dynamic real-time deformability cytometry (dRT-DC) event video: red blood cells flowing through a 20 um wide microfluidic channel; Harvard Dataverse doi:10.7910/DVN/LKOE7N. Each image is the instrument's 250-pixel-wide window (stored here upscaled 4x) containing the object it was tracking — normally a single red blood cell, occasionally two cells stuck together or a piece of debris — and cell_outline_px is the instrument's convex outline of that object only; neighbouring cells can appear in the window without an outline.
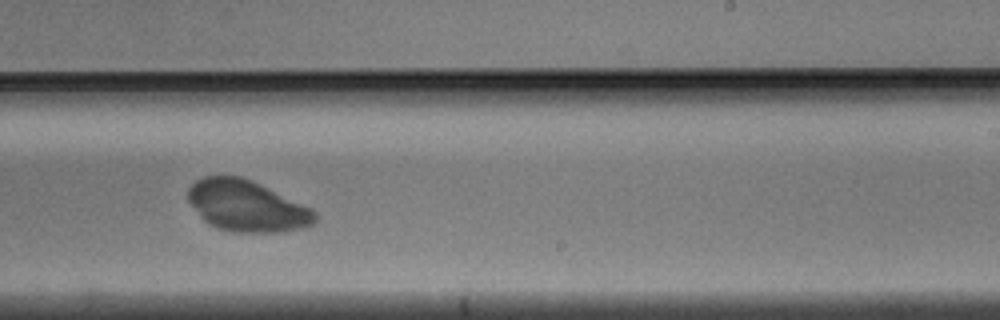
{"species": "Egyptian fruit bat (a non-hibernating species)", "species_latin": "Rousettus aegyptiacus", "temperature_condition": "warm", "stored_images_in_passage": 33, "camera_frame_rate_fps": 3000, "um_per_image_px": 0.085, "animal": {"sex": "male"}, "frame": {"image": 1, "passage_image": 21, "time_ms": 6.667, "image_size_px": [1000, 320], "cell_outline_px": [[316, 220], [312, 224], [300, 228], [280, 232], [232, 232], [216, 228], [208, 224], [200, 216], [188, 200], [188, 188], [196, 180], [204, 176], [240, 176], [252, 180], [312, 208], [316, 212]], "centroid_in_image_um": [20.96, 17.51], "position_along_channel_um": 268.0, "area_um2": 37.8}}
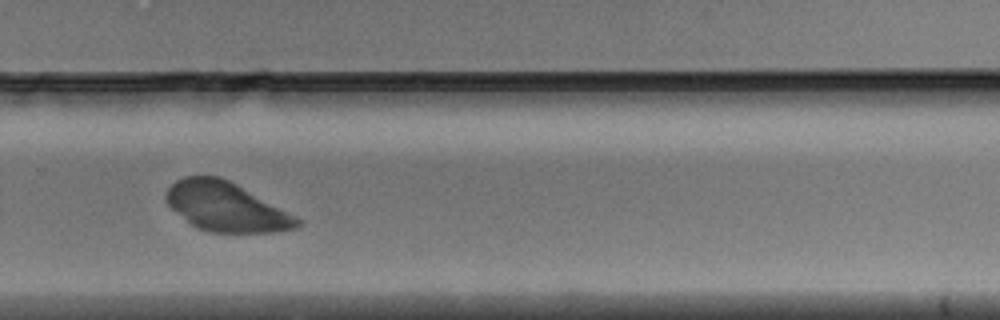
{"frame": {"image": 2, "passage_image": 24, "time_ms": 7.667, "image_size_px": [1000, 320], "cell_outline_px": [[304, 224], [296, 228], [280, 232], [208, 232], [196, 228], [172, 208], [164, 200], [164, 192], [176, 180], [184, 176], [220, 176], [236, 184], [304, 220]], "centroid_in_image_um": [19.23, 17.59], "position_along_channel_um": 310.6, "area_um2": 37.63}}